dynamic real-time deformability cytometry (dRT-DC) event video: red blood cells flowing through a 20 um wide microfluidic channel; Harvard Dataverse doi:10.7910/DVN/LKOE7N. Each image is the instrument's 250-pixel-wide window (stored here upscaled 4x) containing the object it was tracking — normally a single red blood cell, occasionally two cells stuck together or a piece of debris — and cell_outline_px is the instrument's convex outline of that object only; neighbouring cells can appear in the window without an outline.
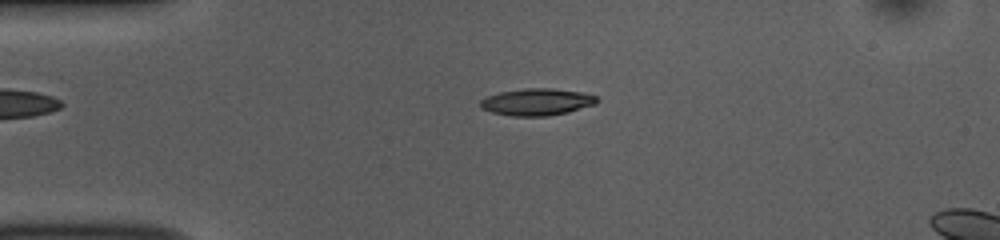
{"species": "common noctule bat (a hibernating species)", "species_latin": "Nyctalus noctula", "temperature_condition": "room temperature", "stored_images_in_passage": 52, "camera_frame_rate_fps": 3000, "um_per_image_px": 0.085, "animal": {"sex": "female", "body_mass_g": 10.0, "forearm_length_mm": 53.1}, "frame": {"image": 1, "passage_image": 12, "time_ms": 3.667, "image_size_px": [1000, 240], "cell_outline_px": [[600, 100], [596, 104], [568, 112], [548, 116], [512, 116], [492, 112], [480, 108], [480, 100], [488, 96], [500, 92], [524, 88], [552, 88], [584, 92], [596, 96]], "centroid_in_image_um": [45.66, 8.66], "position_along_channel_um": 39.3, "area_um2": 18.44}}
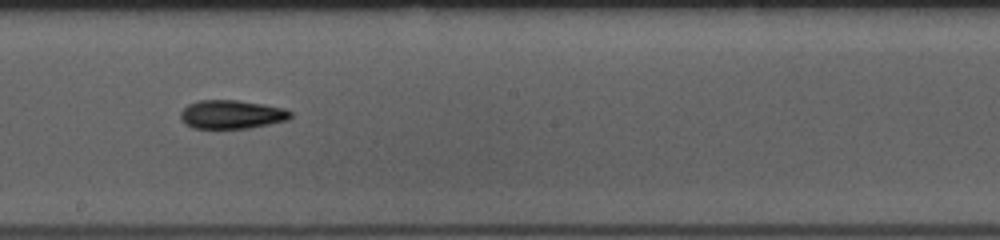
{"frame": {"image": 2, "passage_image": 29, "time_ms": 9.333, "image_size_px": [1000, 240], "cell_outline_px": [[292, 116], [288, 120], [248, 128], [192, 128], [184, 124], [180, 120], [180, 112], [188, 104], [196, 100], [236, 100], [264, 104], [284, 108], [292, 112]], "centroid_in_image_um": [19.66, 9.72], "position_along_channel_um": 228.5, "area_um2": 18.5}}
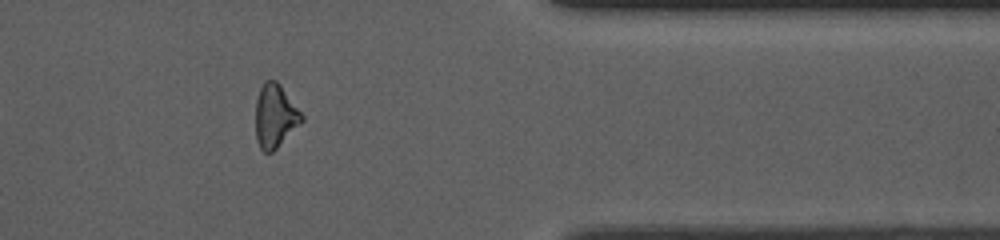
{"frame": {"image": 3, "passage_image": 43, "time_ms": 14.0, "image_size_px": [1000, 240], "cell_outline_px": [[304, 120], [272, 152], [264, 152], [260, 148], [256, 140], [256, 100], [260, 88], [264, 80], [276, 80], [280, 84], [304, 116]], "centroid_in_image_um": [23.38, 9.85], "position_along_channel_um": 388.0, "area_um2": 16.94}, "authors_computed_cell_mechanics": {"area_um2": 17.6868, "velocity_mm_per_s": 3.8025, "shape_relaxation_time_tau1_ms": 5.9373, "shape_relaxation_time_tau2_ms": 6.3946, "deformation_change_tau1": 0.1617, "deformation_change_tau2": 0.1721}}